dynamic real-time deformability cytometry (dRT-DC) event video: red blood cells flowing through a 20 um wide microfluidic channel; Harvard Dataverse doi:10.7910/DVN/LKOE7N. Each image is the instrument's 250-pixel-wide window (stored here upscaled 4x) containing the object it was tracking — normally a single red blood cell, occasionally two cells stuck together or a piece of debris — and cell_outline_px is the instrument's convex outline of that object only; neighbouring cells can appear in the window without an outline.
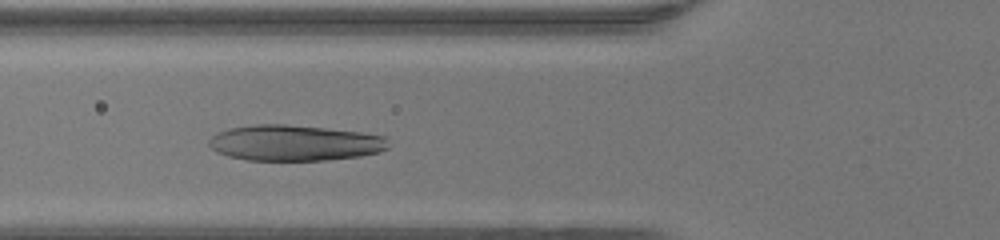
{"species": "human", "species_latin": "Homo sapiens", "temperature_condition": "warm", "stored_images_in_passage": 34, "camera_frame_rate_fps": 3000, "um_per_image_px": 0.085, "donor": {"sex": "female"}, "frame": {"image": 1, "passage_image": 13, "time_ms": 4.0, "image_size_px": [1000, 240], "cell_outline_px": [[388, 148], [380, 152], [360, 156], [328, 160], [248, 160], [228, 156], [216, 152], [208, 144], [208, 140], [212, 136], [220, 132], [232, 128], [256, 124], [284, 124], [324, 128], [360, 132], [384, 136]], "centroid_in_image_um": [25.03, 12.15], "position_along_channel_um": 100.8, "area_um2": 37.17}}
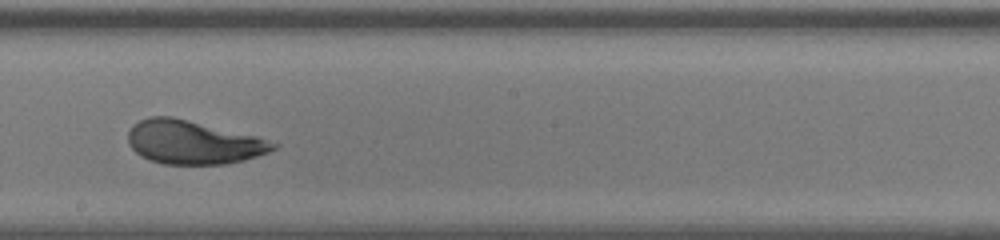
{"frame": {"image": 2, "passage_image": 22, "time_ms": 7.0, "image_size_px": [1000, 240], "cell_outline_px": [[280, 144], [276, 148], [268, 152], [244, 160], [224, 164], [164, 164], [148, 160], [140, 156], [128, 144], [128, 132], [132, 124], [148, 116], [172, 116], [256, 136]], "centroid_in_image_um": [16.38, 12.09], "position_along_channel_um": 231.8, "area_um2": 36.88}}
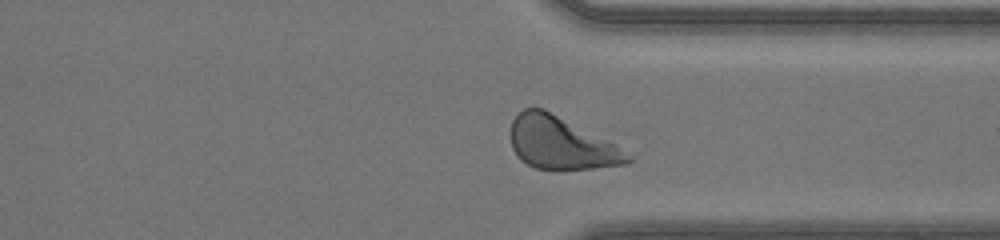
{"frame": {"image": 3, "passage_image": 31, "time_ms": 10.0, "image_size_px": [1000, 240], "cell_outline_px": [[632, 160], [624, 164], [592, 168], [536, 168], [520, 160], [512, 148], [512, 120], [524, 108], [544, 108], [608, 140], [632, 156]], "centroid_in_image_um": [47.68, 12.14], "position_along_channel_um": 363.7, "area_um2": 35.08}, "authors_computed_cell_mechanics": {"area_um2": 37.1365, "velocity_mm_per_s": 4.3771, "shape_relaxation_time_tau1_ms": 3.3392, "shape_relaxation_time_tau2_ms": 0.8002, "deformation_change_tau1": 0.2249, "deformation_change_tau2": 0.07}}